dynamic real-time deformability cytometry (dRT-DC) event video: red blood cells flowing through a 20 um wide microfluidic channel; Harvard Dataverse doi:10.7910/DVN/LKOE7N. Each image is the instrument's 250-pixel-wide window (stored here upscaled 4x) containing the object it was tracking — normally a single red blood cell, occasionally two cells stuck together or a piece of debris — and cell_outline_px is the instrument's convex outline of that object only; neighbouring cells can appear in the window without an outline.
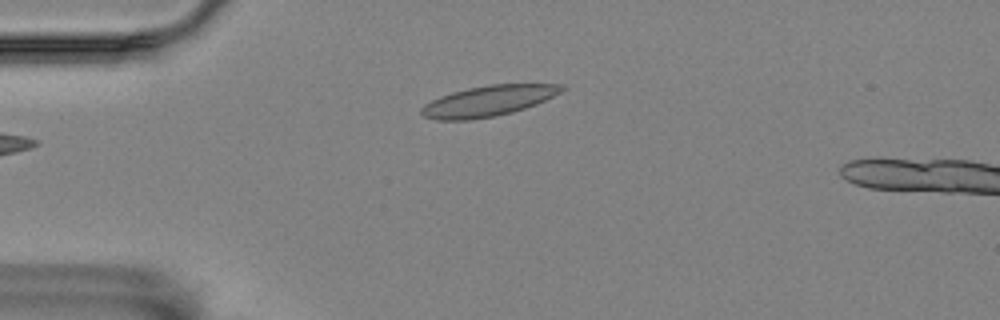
{"species": "Egyptian fruit bat (a non-hibernating species)", "species_latin": "Rousettus aegyptiacus", "temperature_condition": "room temperature", "stored_images_in_passage": 2, "camera_frame_rate_fps": 3000, "um_per_image_px": 0.085, "animal": {"sex": "female"}, "frame": {"image": 1, "passage_image": 2, "time_ms": 0.333, "image_size_px": [1000, 320], "cell_outline_px": [[568, 88], [536, 104], [512, 112], [496, 116], [468, 120], [436, 120], [424, 116], [420, 112], [420, 108], [424, 104], [440, 96], [452, 92], [468, 88], [488, 84], [564, 84]], "centroid_in_image_um": [41.49, 8.58], "position_along_channel_um": 43.5, "area_um2": 25.03}}